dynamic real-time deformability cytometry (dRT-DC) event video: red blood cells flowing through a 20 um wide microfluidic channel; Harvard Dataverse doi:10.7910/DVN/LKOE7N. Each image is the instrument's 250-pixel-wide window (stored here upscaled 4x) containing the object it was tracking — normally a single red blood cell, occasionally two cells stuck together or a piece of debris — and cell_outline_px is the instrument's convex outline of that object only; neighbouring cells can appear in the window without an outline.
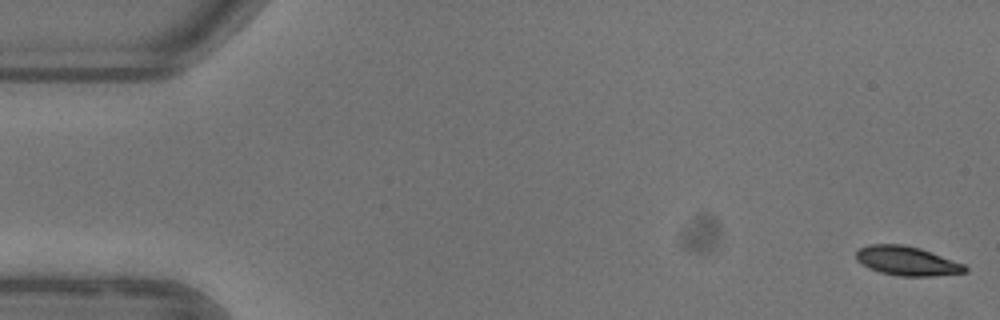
{"species": "common noctule bat (a hibernating species)", "species_latin": "Nyctalus noctula", "temperature_condition": "warm", "stored_images_in_passage": 54, "camera_frame_rate_fps": 3000, "um_per_image_px": 0.085, "animal": {"sex": "female"}, "frame": {"image": 1, "passage_image": 1, "time_ms": 0.0, "image_size_px": [1000, 320], "cell_outline_px": [[968, 272], [932, 276], [900, 276], [880, 272], [868, 268], [856, 260], [856, 252], [860, 248], [868, 244], [904, 244], [920, 248], [964, 264], [968, 268]], "centroid_in_image_um": [77.08, 22.18], "position_along_channel_um": 7.9, "area_um2": 18.55}}
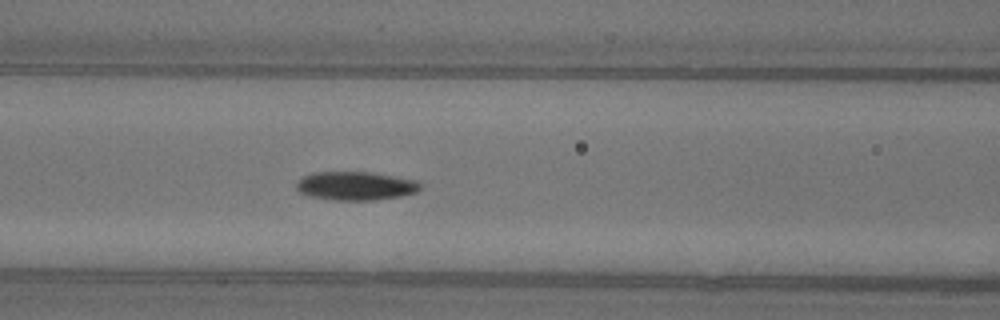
{"frame": {"image": 2, "passage_image": 22, "time_ms": 7.0, "image_size_px": [1000, 320], "cell_outline_px": [[420, 188], [416, 192], [400, 196], [376, 200], [336, 200], [312, 196], [300, 192], [296, 188], [296, 180], [300, 176], [312, 172], [372, 172], [416, 180], [420, 184]], "centroid_in_image_um": [30.19, 15.78], "position_along_channel_um": 136.4, "area_um2": 20.69}}
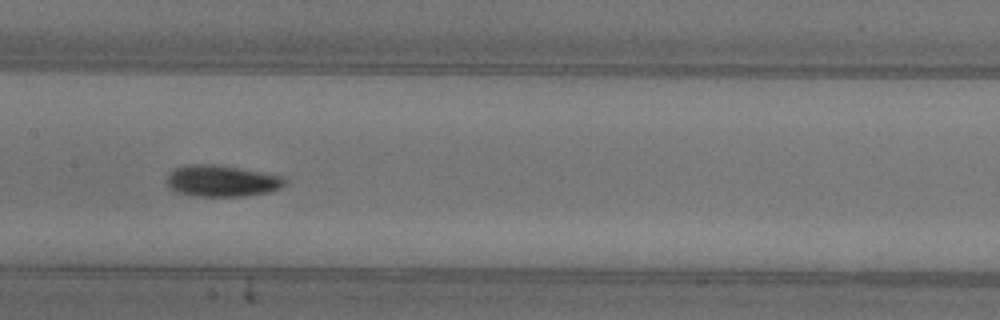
{"frame": {"image": 3, "passage_image": 26, "time_ms": 8.333, "image_size_px": [1000, 320], "cell_outline_px": [[288, 180], [280, 188], [268, 192], [244, 196], [192, 196], [176, 192], [168, 188], [168, 176], [176, 168], [188, 164], [216, 164], [264, 172], [284, 176]], "centroid_in_image_um": [18.88, 15.38], "position_along_channel_um": 188.5, "area_um2": 21.73}, "authors_computed_cell_mechanics": {"area_um2": 19.652, "velocity_mm_per_s": 3.9105, "shape_relaxation_time_tau1_ms": 3.6571, "shape_relaxation_time_tau2_ms": null, "deformation_change_tau1": 0.1431, "deformation_change_tau2": null}}